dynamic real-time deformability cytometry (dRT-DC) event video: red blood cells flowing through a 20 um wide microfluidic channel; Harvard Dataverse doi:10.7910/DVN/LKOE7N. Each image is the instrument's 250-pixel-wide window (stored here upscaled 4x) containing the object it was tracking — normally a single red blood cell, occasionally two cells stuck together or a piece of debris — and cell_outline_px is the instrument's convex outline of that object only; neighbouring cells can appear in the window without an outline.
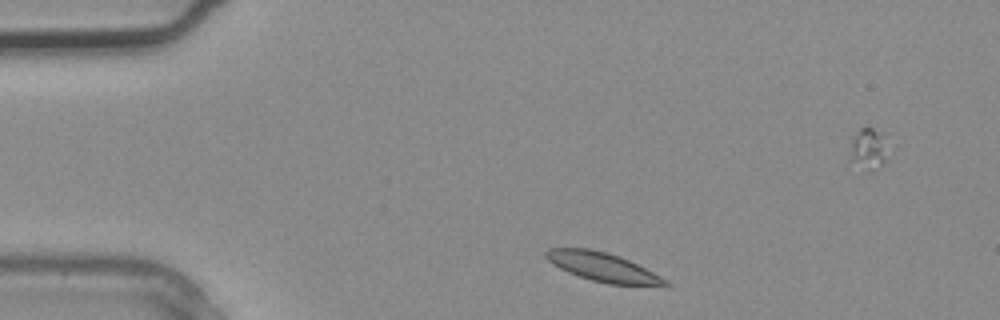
{"species": "common noctule bat (a hibernating species)", "species_latin": "Nyctalus noctula", "temperature_condition": "warm", "stored_images_in_passage": 3, "camera_frame_rate_fps": 3000, "um_per_image_px": 0.085, "animal": {"sex": "male", "body_mass_g": 20.4}, "frame": {"image": 1, "passage_image": 1, "time_ms": 0.0, "image_size_px": [1000, 320], "cell_outline_px": [[672, 284], [608, 284], [592, 280], [568, 272], [552, 264], [544, 256], [544, 252], [548, 248], [588, 248], [608, 252], [620, 256], [660, 276]], "centroid_in_image_um": [51.13, 22.66], "position_along_channel_um": 33.9, "area_um2": 19.59}}